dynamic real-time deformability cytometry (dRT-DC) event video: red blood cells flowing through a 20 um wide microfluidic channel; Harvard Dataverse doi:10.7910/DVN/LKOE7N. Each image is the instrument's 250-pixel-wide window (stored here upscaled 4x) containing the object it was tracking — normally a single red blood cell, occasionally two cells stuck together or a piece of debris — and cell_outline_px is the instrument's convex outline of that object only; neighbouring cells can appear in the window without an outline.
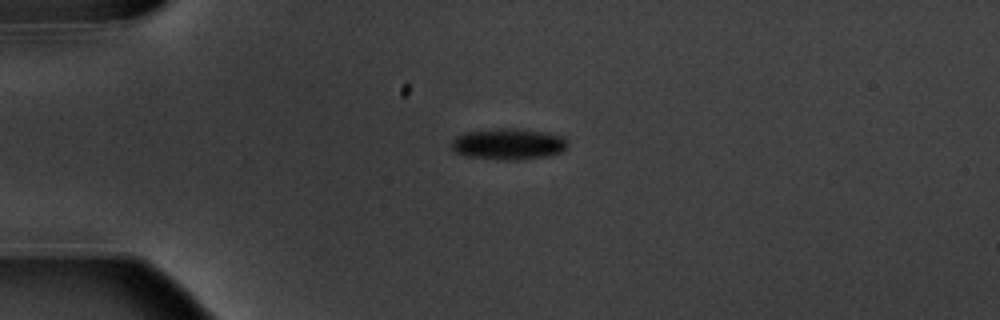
{"species": "common noctule bat (a hibernating species)", "species_latin": "Nyctalus noctula", "temperature_condition": "warm", "stored_images_in_passage": 3, "camera_frame_rate_fps": 3000, "um_per_image_px": 0.085, "animal": {"sex": "male", "body_mass_g": 20.1, "forearm_length_mm": 53.5}, "frame": {"image": 1, "passage_image": 2, "time_ms": 1.333, "image_size_px": [1000, 320], "cell_outline_px": [[568, 144], [560, 152], [548, 156], [508, 160], [504, 160], [468, 156], [456, 152], [452, 148], [452, 140], [456, 136], [464, 132], [496, 128], [520, 128], [548, 132], [564, 136]], "centroid_in_image_um": [43.22, 12.21], "position_along_channel_um": 41.8, "area_um2": 21.15}}